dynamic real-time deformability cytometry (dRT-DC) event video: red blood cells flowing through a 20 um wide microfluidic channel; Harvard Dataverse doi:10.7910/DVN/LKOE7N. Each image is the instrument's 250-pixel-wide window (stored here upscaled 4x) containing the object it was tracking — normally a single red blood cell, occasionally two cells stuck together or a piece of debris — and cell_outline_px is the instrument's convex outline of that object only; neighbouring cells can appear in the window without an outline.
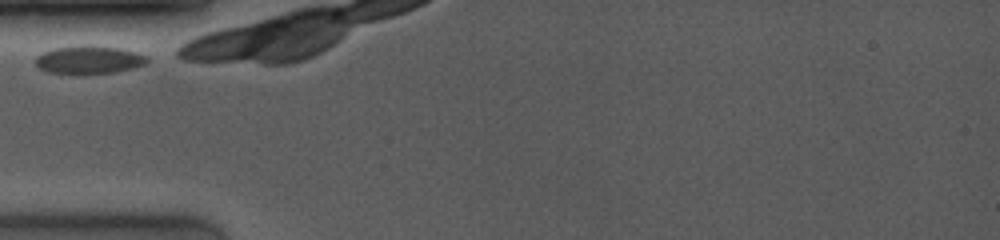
{"species": "common noctule bat (a hibernating species)", "species_latin": "Nyctalus noctula", "temperature_condition": "room temperature", "stored_images_in_passage": 15, "camera_frame_rate_fps": 4000, "um_per_image_px": 0.085, "animal": {"sex": "female", "body_mass_g": 19.0, "forearm_length_mm": 53.3}, "frame": {"image": 1, "passage_image": 1, "time_ms": 0.0, "image_size_px": [1000, 240], "cell_outline_px": [[148, 60], [144, 64], [132, 68], [116, 72], [76, 76], [48, 72], [40, 68], [36, 64], [36, 56], [44, 52], [56, 48], [120, 48], [148, 56]], "centroid_in_image_um": [7.55, 5.17], "position_along_channel_um": 77.5, "area_um2": 17.74}}